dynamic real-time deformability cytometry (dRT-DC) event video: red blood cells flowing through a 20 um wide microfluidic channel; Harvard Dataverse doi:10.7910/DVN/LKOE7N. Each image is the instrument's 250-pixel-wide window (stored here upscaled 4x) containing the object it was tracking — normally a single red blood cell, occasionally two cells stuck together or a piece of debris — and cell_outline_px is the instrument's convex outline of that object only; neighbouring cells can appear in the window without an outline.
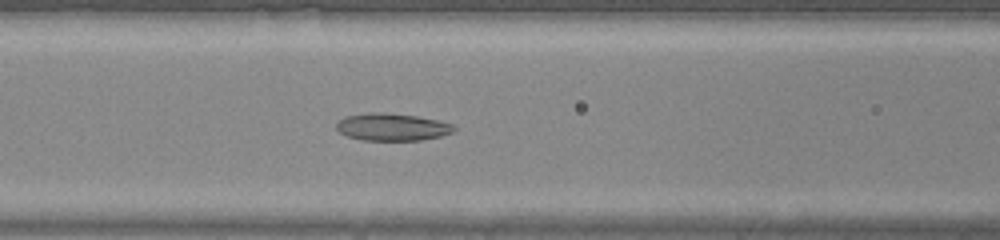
{"species": "common noctule bat (a hibernating species)", "species_latin": "Nyctalus noctula", "temperature_condition": "warm", "stored_images_in_passage": 30, "camera_frame_rate_fps": 3000, "um_per_image_px": 0.085, "animal": {"sex": "male", "body_mass_g": 20.0, "forearm_length_mm": 53.3}, "frame": {"image": 1, "passage_image": 7, "time_ms": 2.0, "image_size_px": [1000, 240], "cell_outline_px": [[456, 128], [452, 132], [440, 136], [420, 140], [360, 140], [348, 136], [340, 132], [336, 128], [336, 124], [340, 120], [348, 116], [376, 112], [416, 116], [436, 120], [452, 124]], "centroid_in_image_um": [33.33, 10.81], "position_along_channel_um": 133.3, "area_um2": 18.32}}
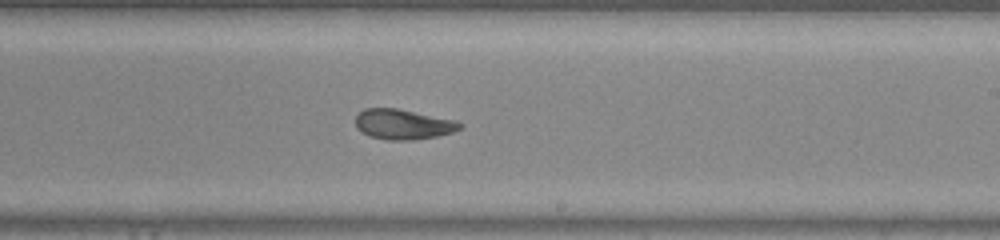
{"frame": {"image": 2, "passage_image": 15, "time_ms": 4.667, "image_size_px": [1000, 240], "cell_outline_px": [[460, 128], [452, 132], [436, 136], [412, 140], [388, 140], [368, 136], [356, 128], [356, 116], [364, 108], [396, 108], [456, 120], [460, 124]], "centroid_in_image_um": [34.21, 10.56], "position_along_channel_um": 254.8, "area_um2": 18.21}}
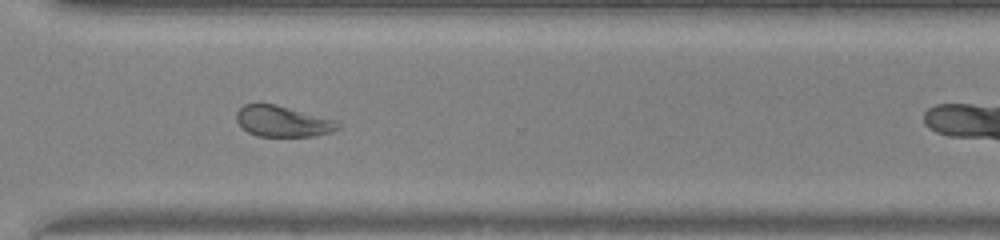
{"frame": {"image": 3, "passage_image": 21, "time_ms": 6.667, "image_size_px": [1000, 240], "cell_outline_px": [[340, 128], [316, 136], [256, 136], [248, 132], [236, 120], [236, 112], [244, 104], [276, 104], [336, 120], [340, 124]], "centroid_in_image_um": [24.03, 10.31], "position_along_channel_um": 346.6, "area_um2": 18.15}}